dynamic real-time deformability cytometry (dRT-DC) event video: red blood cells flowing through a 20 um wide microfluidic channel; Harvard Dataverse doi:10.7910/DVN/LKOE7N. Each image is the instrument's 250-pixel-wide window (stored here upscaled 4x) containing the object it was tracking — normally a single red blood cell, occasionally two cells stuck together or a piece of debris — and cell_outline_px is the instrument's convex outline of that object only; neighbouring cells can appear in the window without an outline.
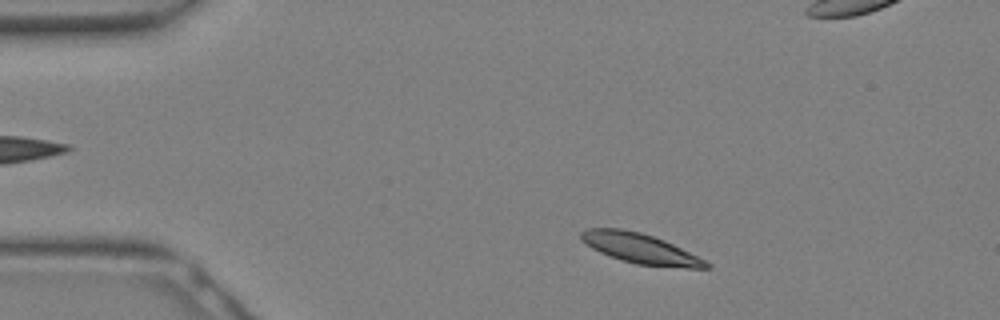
{"species": "Egyptian fruit bat (a non-hibernating species)", "species_latin": "Rousettus aegyptiacus", "temperature_condition": "warm", "stored_images_in_passage": 5, "camera_frame_rate_fps": 3000, "um_per_image_px": 0.085, "animal": {"sex": "female"}, "frame": {"image": 1, "passage_image": 2, "time_ms": 0.333, "image_size_px": [1000, 320], "cell_outline_px": [[712, 268], [688, 268], [636, 264], [620, 260], [600, 252], [592, 248], [580, 240], [580, 232], [584, 228], [620, 228], [640, 232], [664, 240], [712, 264]], "centroid_in_image_um": [54.38, 21.12], "position_along_channel_um": 30.6, "area_um2": 21.79}}